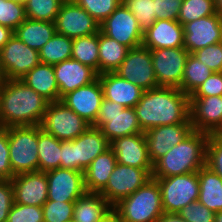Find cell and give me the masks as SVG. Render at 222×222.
Here are the masks:
<instances>
[{
	"instance_id": "54",
	"label": "cell",
	"mask_w": 222,
	"mask_h": 222,
	"mask_svg": "<svg viewBox=\"0 0 222 222\" xmlns=\"http://www.w3.org/2000/svg\"><path fill=\"white\" fill-rule=\"evenodd\" d=\"M214 222H222V211L215 213Z\"/></svg>"
},
{
	"instance_id": "44",
	"label": "cell",
	"mask_w": 222,
	"mask_h": 222,
	"mask_svg": "<svg viewBox=\"0 0 222 222\" xmlns=\"http://www.w3.org/2000/svg\"><path fill=\"white\" fill-rule=\"evenodd\" d=\"M192 55L213 72H222V42L199 49Z\"/></svg>"
},
{
	"instance_id": "8",
	"label": "cell",
	"mask_w": 222,
	"mask_h": 222,
	"mask_svg": "<svg viewBox=\"0 0 222 222\" xmlns=\"http://www.w3.org/2000/svg\"><path fill=\"white\" fill-rule=\"evenodd\" d=\"M153 179L159 184L164 212L178 213L198 201L200 187L197 172Z\"/></svg>"
},
{
	"instance_id": "32",
	"label": "cell",
	"mask_w": 222,
	"mask_h": 222,
	"mask_svg": "<svg viewBox=\"0 0 222 222\" xmlns=\"http://www.w3.org/2000/svg\"><path fill=\"white\" fill-rule=\"evenodd\" d=\"M39 171L47 172L60 168L61 141L45 132L39 125L38 140Z\"/></svg>"
},
{
	"instance_id": "21",
	"label": "cell",
	"mask_w": 222,
	"mask_h": 222,
	"mask_svg": "<svg viewBox=\"0 0 222 222\" xmlns=\"http://www.w3.org/2000/svg\"><path fill=\"white\" fill-rule=\"evenodd\" d=\"M14 203L42 207L48 199L46 172L15 175L12 179Z\"/></svg>"
},
{
	"instance_id": "35",
	"label": "cell",
	"mask_w": 222,
	"mask_h": 222,
	"mask_svg": "<svg viewBox=\"0 0 222 222\" xmlns=\"http://www.w3.org/2000/svg\"><path fill=\"white\" fill-rule=\"evenodd\" d=\"M212 73L213 71L207 65L189 53L179 89L191 96Z\"/></svg>"
},
{
	"instance_id": "53",
	"label": "cell",
	"mask_w": 222,
	"mask_h": 222,
	"mask_svg": "<svg viewBox=\"0 0 222 222\" xmlns=\"http://www.w3.org/2000/svg\"><path fill=\"white\" fill-rule=\"evenodd\" d=\"M217 13L222 16V0H215Z\"/></svg>"
},
{
	"instance_id": "5",
	"label": "cell",
	"mask_w": 222,
	"mask_h": 222,
	"mask_svg": "<svg viewBox=\"0 0 222 222\" xmlns=\"http://www.w3.org/2000/svg\"><path fill=\"white\" fill-rule=\"evenodd\" d=\"M113 208L123 222H155L164 212L158 182L150 179Z\"/></svg>"
},
{
	"instance_id": "49",
	"label": "cell",
	"mask_w": 222,
	"mask_h": 222,
	"mask_svg": "<svg viewBox=\"0 0 222 222\" xmlns=\"http://www.w3.org/2000/svg\"><path fill=\"white\" fill-rule=\"evenodd\" d=\"M14 203L11 180H0V222H6Z\"/></svg>"
},
{
	"instance_id": "57",
	"label": "cell",
	"mask_w": 222,
	"mask_h": 222,
	"mask_svg": "<svg viewBox=\"0 0 222 222\" xmlns=\"http://www.w3.org/2000/svg\"><path fill=\"white\" fill-rule=\"evenodd\" d=\"M2 83H3V82H0V93H1V86H2Z\"/></svg>"
},
{
	"instance_id": "10",
	"label": "cell",
	"mask_w": 222,
	"mask_h": 222,
	"mask_svg": "<svg viewBox=\"0 0 222 222\" xmlns=\"http://www.w3.org/2000/svg\"><path fill=\"white\" fill-rule=\"evenodd\" d=\"M39 63V51L30 48L16 35L0 50V71L3 79L21 80Z\"/></svg>"
},
{
	"instance_id": "16",
	"label": "cell",
	"mask_w": 222,
	"mask_h": 222,
	"mask_svg": "<svg viewBox=\"0 0 222 222\" xmlns=\"http://www.w3.org/2000/svg\"><path fill=\"white\" fill-rule=\"evenodd\" d=\"M183 28L184 48L190 54L222 42V16L218 13L188 22Z\"/></svg>"
},
{
	"instance_id": "11",
	"label": "cell",
	"mask_w": 222,
	"mask_h": 222,
	"mask_svg": "<svg viewBox=\"0 0 222 222\" xmlns=\"http://www.w3.org/2000/svg\"><path fill=\"white\" fill-rule=\"evenodd\" d=\"M152 171L153 169H141L117 162L100 194L113 207L152 179Z\"/></svg>"
},
{
	"instance_id": "33",
	"label": "cell",
	"mask_w": 222,
	"mask_h": 222,
	"mask_svg": "<svg viewBox=\"0 0 222 222\" xmlns=\"http://www.w3.org/2000/svg\"><path fill=\"white\" fill-rule=\"evenodd\" d=\"M72 59L90 66L99 75L98 33L73 39Z\"/></svg>"
},
{
	"instance_id": "38",
	"label": "cell",
	"mask_w": 222,
	"mask_h": 222,
	"mask_svg": "<svg viewBox=\"0 0 222 222\" xmlns=\"http://www.w3.org/2000/svg\"><path fill=\"white\" fill-rule=\"evenodd\" d=\"M122 4L132 12L143 31L152 26L156 21L153 0H122Z\"/></svg>"
},
{
	"instance_id": "3",
	"label": "cell",
	"mask_w": 222,
	"mask_h": 222,
	"mask_svg": "<svg viewBox=\"0 0 222 222\" xmlns=\"http://www.w3.org/2000/svg\"><path fill=\"white\" fill-rule=\"evenodd\" d=\"M209 134L193 131L153 164L152 178L198 172L206 165Z\"/></svg>"
},
{
	"instance_id": "46",
	"label": "cell",
	"mask_w": 222,
	"mask_h": 222,
	"mask_svg": "<svg viewBox=\"0 0 222 222\" xmlns=\"http://www.w3.org/2000/svg\"><path fill=\"white\" fill-rule=\"evenodd\" d=\"M14 176L10 164L8 127H0V180H11Z\"/></svg>"
},
{
	"instance_id": "43",
	"label": "cell",
	"mask_w": 222,
	"mask_h": 222,
	"mask_svg": "<svg viewBox=\"0 0 222 222\" xmlns=\"http://www.w3.org/2000/svg\"><path fill=\"white\" fill-rule=\"evenodd\" d=\"M6 222H44L42 207L13 203Z\"/></svg>"
},
{
	"instance_id": "50",
	"label": "cell",
	"mask_w": 222,
	"mask_h": 222,
	"mask_svg": "<svg viewBox=\"0 0 222 222\" xmlns=\"http://www.w3.org/2000/svg\"><path fill=\"white\" fill-rule=\"evenodd\" d=\"M155 222H187L178 213H167L163 214Z\"/></svg>"
},
{
	"instance_id": "17",
	"label": "cell",
	"mask_w": 222,
	"mask_h": 222,
	"mask_svg": "<svg viewBox=\"0 0 222 222\" xmlns=\"http://www.w3.org/2000/svg\"><path fill=\"white\" fill-rule=\"evenodd\" d=\"M48 199L60 202H75L85 192L84 172L57 168L46 172Z\"/></svg>"
},
{
	"instance_id": "40",
	"label": "cell",
	"mask_w": 222,
	"mask_h": 222,
	"mask_svg": "<svg viewBox=\"0 0 222 222\" xmlns=\"http://www.w3.org/2000/svg\"><path fill=\"white\" fill-rule=\"evenodd\" d=\"M85 9L99 25L122 3V0H74Z\"/></svg>"
},
{
	"instance_id": "14",
	"label": "cell",
	"mask_w": 222,
	"mask_h": 222,
	"mask_svg": "<svg viewBox=\"0 0 222 222\" xmlns=\"http://www.w3.org/2000/svg\"><path fill=\"white\" fill-rule=\"evenodd\" d=\"M56 33L74 39L100 31L99 23L74 0H65L54 21Z\"/></svg>"
},
{
	"instance_id": "25",
	"label": "cell",
	"mask_w": 222,
	"mask_h": 222,
	"mask_svg": "<svg viewBox=\"0 0 222 222\" xmlns=\"http://www.w3.org/2000/svg\"><path fill=\"white\" fill-rule=\"evenodd\" d=\"M105 99L117 102L123 107L134 108L144 92L137 85L121 78L115 72L98 75Z\"/></svg>"
},
{
	"instance_id": "36",
	"label": "cell",
	"mask_w": 222,
	"mask_h": 222,
	"mask_svg": "<svg viewBox=\"0 0 222 222\" xmlns=\"http://www.w3.org/2000/svg\"><path fill=\"white\" fill-rule=\"evenodd\" d=\"M65 0H26L27 19L54 22Z\"/></svg>"
},
{
	"instance_id": "19",
	"label": "cell",
	"mask_w": 222,
	"mask_h": 222,
	"mask_svg": "<svg viewBox=\"0 0 222 222\" xmlns=\"http://www.w3.org/2000/svg\"><path fill=\"white\" fill-rule=\"evenodd\" d=\"M193 131L192 123H177L157 126L144 132L151 162L154 164Z\"/></svg>"
},
{
	"instance_id": "4",
	"label": "cell",
	"mask_w": 222,
	"mask_h": 222,
	"mask_svg": "<svg viewBox=\"0 0 222 222\" xmlns=\"http://www.w3.org/2000/svg\"><path fill=\"white\" fill-rule=\"evenodd\" d=\"M110 148L99 128L90 126L79 137L61 141L60 168L84 172L92 161Z\"/></svg>"
},
{
	"instance_id": "39",
	"label": "cell",
	"mask_w": 222,
	"mask_h": 222,
	"mask_svg": "<svg viewBox=\"0 0 222 222\" xmlns=\"http://www.w3.org/2000/svg\"><path fill=\"white\" fill-rule=\"evenodd\" d=\"M25 19L24 3L14 0H0V25L14 31Z\"/></svg>"
},
{
	"instance_id": "27",
	"label": "cell",
	"mask_w": 222,
	"mask_h": 222,
	"mask_svg": "<svg viewBox=\"0 0 222 222\" xmlns=\"http://www.w3.org/2000/svg\"><path fill=\"white\" fill-rule=\"evenodd\" d=\"M21 80L49 102L59 101V87L53 65L40 62Z\"/></svg>"
},
{
	"instance_id": "9",
	"label": "cell",
	"mask_w": 222,
	"mask_h": 222,
	"mask_svg": "<svg viewBox=\"0 0 222 222\" xmlns=\"http://www.w3.org/2000/svg\"><path fill=\"white\" fill-rule=\"evenodd\" d=\"M40 126L60 141H71L91 125L59 100L49 102Z\"/></svg>"
},
{
	"instance_id": "30",
	"label": "cell",
	"mask_w": 222,
	"mask_h": 222,
	"mask_svg": "<svg viewBox=\"0 0 222 222\" xmlns=\"http://www.w3.org/2000/svg\"><path fill=\"white\" fill-rule=\"evenodd\" d=\"M112 206L100 194L85 192L74 202L75 222H98Z\"/></svg>"
},
{
	"instance_id": "31",
	"label": "cell",
	"mask_w": 222,
	"mask_h": 222,
	"mask_svg": "<svg viewBox=\"0 0 222 222\" xmlns=\"http://www.w3.org/2000/svg\"><path fill=\"white\" fill-rule=\"evenodd\" d=\"M99 75L115 72L127 56L129 47L117 42L101 31L98 32Z\"/></svg>"
},
{
	"instance_id": "13",
	"label": "cell",
	"mask_w": 222,
	"mask_h": 222,
	"mask_svg": "<svg viewBox=\"0 0 222 222\" xmlns=\"http://www.w3.org/2000/svg\"><path fill=\"white\" fill-rule=\"evenodd\" d=\"M115 73L144 91L158 87L151 51L143 45L129 49Z\"/></svg>"
},
{
	"instance_id": "37",
	"label": "cell",
	"mask_w": 222,
	"mask_h": 222,
	"mask_svg": "<svg viewBox=\"0 0 222 222\" xmlns=\"http://www.w3.org/2000/svg\"><path fill=\"white\" fill-rule=\"evenodd\" d=\"M217 14L215 0H183L178 21L183 26L199 18Z\"/></svg>"
},
{
	"instance_id": "23",
	"label": "cell",
	"mask_w": 222,
	"mask_h": 222,
	"mask_svg": "<svg viewBox=\"0 0 222 222\" xmlns=\"http://www.w3.org/2000/svg\"><path fill=\"white\" fill-rule=\"evenodd\" d=\"M53 68L59 87V100L69 92L88 85L98 78V73L94 69L72 58L53 65Z\"/></svg>"
},
{
	"instance_id": "18",
	"label": "cell",
	"mask_w": 222,
	"mask_h": 222,
	"mask_svg": "<svg viewBox=\"0 0 222 222\" xmlns=\"http://www.w3.org/2000/svg\"><path fill=\"white\" fill-rule=\"evenodd\" d=\"M190 120L194 131L222 133V96L190 97Z\"/></svg>"
},
{
	"instance_id": "29",
	"label": "cell",
	"mask_w": 222,
	"mask_h": 222,
	"mask_svg": "<svg viewBox=\"0 0 222 222\" xmlns=\"http://www.w3.org/2000/svg\"><path fill=\"white\" fill-rule=\"evenodd\" d=\"M198 201L214 213L222 211V179L206 165L198 172Z\"/></svg>"
},
{
	"instance_id": "47",
	"label": "cell",
	"mask_w": 222,
	"mask_h": 222,
	"mask_svg": "<svg viewBox=\"0 0 222 222\" xmlns=\"http://www.w3.org/2000/svg\"><path fill=\"white\" fill-rule=\"evenodd\" d=\"M156 20H178L183 0H153Z\"/></svg>"
},
{
	"instance_id": "51",
	"label": "cell",
	"mask_w": 222,
	"mask_h": 222,
	"mask_svg": "<svg viewBox=\"0 0 222 222\" xmlns=\"http://www.w3.org/2000/svg\"><path fill=\"white\" fill-rule=\"evenodd\" d=\"M98 222H123L119 213L111 207Z\"/></svg>"
},
{
	"instance_id": "22",
	"label": "cell",
	"mask_w": 222,
	"mask_h": 222,
	"mask_svg": "<svg viewBox=\"0 0 222 222\" xmlns=\"http://www.w3.org/2000/svg\"><path fill=\"white\" fill-rule=\"evenodd\" d=\"M118 163L141 169H153L143 133L119 137L110 142Z\"/></svg>"
},
{
	"instance_id": "24",
	"label": "cell",
	"mask_w": 222,
	"mask_h": 222,
	"mask_svg": "<svg viewBox=\"0 0 222 222\" xmlns=\"http://www.w3.org/2000/svg\"><path fill=\"white\" fill-rule=\"evenodd\" d=\"M142 45L150 50L184 47V28L178 20H156L143 31Z\"/></svg>"
},
{
	"instance_id": "12",
	"label": "cell",
	"mask_w": 222,
	"mask_h": 222,
	"mask_svg": "<svg viewBox=\"0 0 222 222\" xmlns=\"http://www.w3.org/2000/svg\"><path fill=\"white\" fill-rule=\"evenodd\" d=\"M150 51L158 87L180 88L189 52L184 47Z\"/></svg>"
},
{
	"instance_id": "15",
	"label": "cell",
	"mask_w": 222,
	"mask_h": 222,
	"mask_svg": "<svg viewBox=\"0 0 222 222\" xmlns=\"http://www.w3.org/2000/svg\"><path fill=\"white\" fill-rule=\"evenodd\" d=\"M100 31L130 49L141 46L143 42V30L122 3L100 24Z\"/></svg>"
},
{
	"instance_id": "48",
	"label": "cell",
	"mask_w": 222,
	"mask_h": 222,
	"mask_svg": "<svg viewBox=\"0 0 222 222\" xmlns=\"http://www.w3.org/2000/svg\"><path fill=\"white\" fill-rule=\"evenodd\" d=\"M222 96V72H213L190 97Z\"/></svg>"
},
{
	"instance_id": "28",
	"label": "cell",
	"mask_w": 222,
	"mask_h": 222,
	"mask_svg": "<svg viewBox=\"0 0 222 222\" xmlns=\"http://www.w3.org/2000/svg\"><path fill=\"white\" fill-rule=\"evenodd\" d=\"M55 33L54 22L27 18L14 30V35L30 48L37 51H39Z\"/></svg>"
},
{
	"instance_id": "20",
	"label": "cell",
	"mask_w": 222,
	"mask_h": 222,
	"mask_svg": "<svg viewBox=\"0 0 222 222\" xmlns=\"http://www.w3.org/2000/svg\"><path fill=\"white\" fill-rule=\"evenodd\" d=\"M103 98V88L97 78L92 83L64 95L60 101L93 126Z\"/></svg>"
},
{
	"instance_id": "52",
	"label": "cell",
	"mask_w": 222,
	"mask_h": 222,
	"mask_svg": "<svg viewBox=\"0 0 222 222\" xmlns=\"http://www.w3.org/2000/svg\"><path fill=\"white\" fill-rule=\"evenodd\" d=\"M14 35V31L6 26L0 25V50Z\"/></svg>"
},
{
	"instance_id": "42",
	"label": "cell",
	"mask_w": 222,
	"mask_h": 222,
	"mask_svg": "<svg viewBox=\"0 0 222 222\" xmlns=\"http://www.w3.org/2000/svg\"><path fill=\"white\" fill-rule=\"evenodd\" d=\"M206 166L222 179V133L208 136Z\"/></svg>"
},
{
	"instance_id": "34",
	"label": "cell",
	"mask_w": 222,
	"mask_h": 222,
	"mask_svg": "<svg viewBox=\"0 0 222 222\" xmlns=\"http://www.w3.org/2000/svg\"><path fill=\"white\" fill-rule=\"evenodd\" d=\"M73 39L55 33L54 36L39 50L41 63L55 65L71 59Z\"/></svg>"
},
{
	"instance_id": "1",
	"label": "cell",
	"mask_w": 222,
	"mask_h": 222,
	"mask_svg": "<svg viewBox=\"0 0 222 222\" xmlns=\"http://www.w3.org/2000/svg\"><path fill=\"white\" fill-rule=\"evenodd\" d=\"M143 132L177 123H191L190 96L179 88L157 87L144 91L134 107Z\"/></svg>"
},
{
	"instance_id": "26",
	"label": "cell",
	"mask_w": 222,
	"mask_h": 222,
	"mask_svg": "<svg viewBox=\"0 0 222 222\" xmlns=\"http://www.w3.org/2000/svg\"><path fill=\"white\" fill-rule=\"evenodd\" d=\"M116 163V156L111 148L95 158L84 171L86 192L100 193L106 187Z\"/></svg>"
},
{
	"instance_id": "45",
	"label": "cell",
	"mask_w": 222,
	"mask_h": 222,
	"mask_svg": "<svg viewBox=\"0 0 222 222\" xmlns=\"http://www.w3.org/2000/svg\"><path fill=\"white\" fill-rule=\"evenodd\" d=\"M178 214L187 222H214L215 217V213L202 205L199 201L185 206Z\"/></svg>"
},
{
	"instance_id": "56",
	"label": "cell",
	"mask_w": 222,
	"mask_h": 222,
	"mask_svg": "<svg viewBox=\"0 0 222 222\" xmlns=\"http://www.w3.org/2000/svg\"><path fill=\"white\" fill-rule=\"evenodd\" d=\"M14 1H18V2L24 3L26 0H14Z\"/></svg>"
},
{
	"instance_id": "55",
	"label": "cell",
	"mask_w": 222,
	"mask_h": 222,
	"mask_svg": "<svg viewBox=\"0 0 222 222\" xmlns=\"http://www.w3.org/2000/svg\"><path fill=\"white\" fill-rule=\"evenodd\" d=\"M3 76H2V74H1V71H0V82H3Z\"/></svg>"
},
{
	"instance_id": "2",
	"label": "cell",
	"mask_w": 222,
	"mask_h": 222,
	"mask_svg": "<svg viewBox=\"0 0 222 222\" xmlns=\"http://www.w3.org/2000/svg\"><path fill=\"white\" fill-rule=\"evenodd\" d=\"M49 101L22 80L4 79L0 93V127L41 125Z\"/></svg>"
},
{
	"instance_id": "7",
	"label": "cell",
	"mask_w": 222,
	"mask_h": 222,
	"mask_svg": "<svg viewBox=\"0 0 222 222\" xmlns=\"http://www.w3.org/2000/svg\"><path fill=\"white\" fill-rule=\"evenodd\" d=\"M94 128H99L111 142L116 138L143 133L134 108L123 107L117 102L102 99Z\"/></svg>"
},
{
	"instance_id": "41",
	"label": "cell",
	"mask_w": 222,
	"mask_h": 222,
	"mask_svg": "<svg viewBox=\"0 0 222 222\" xmlns=\"http://www.w3.org/2000/svg\"><path fill=\"white\" fill-rule=\"evenodd\" d=\"M42 209L44 222H67L73 219L74 202L47 200Z\"/></svg>"
},
{
	"instance_id": "6",
	"label": "cell",
	"mask_w": 222,
	"mask_h": 222,
	"mask_svg": "<svg viewBox=\"0 0 222 222\" xmlns=\"http://www.w3.org/2000/svg\"><path fill=\"white\" fill-rule=\"evenodd\" d=\"M8 138L14 175L39 171V125L10 126Z\"/></svg>"
}]
</instances>
